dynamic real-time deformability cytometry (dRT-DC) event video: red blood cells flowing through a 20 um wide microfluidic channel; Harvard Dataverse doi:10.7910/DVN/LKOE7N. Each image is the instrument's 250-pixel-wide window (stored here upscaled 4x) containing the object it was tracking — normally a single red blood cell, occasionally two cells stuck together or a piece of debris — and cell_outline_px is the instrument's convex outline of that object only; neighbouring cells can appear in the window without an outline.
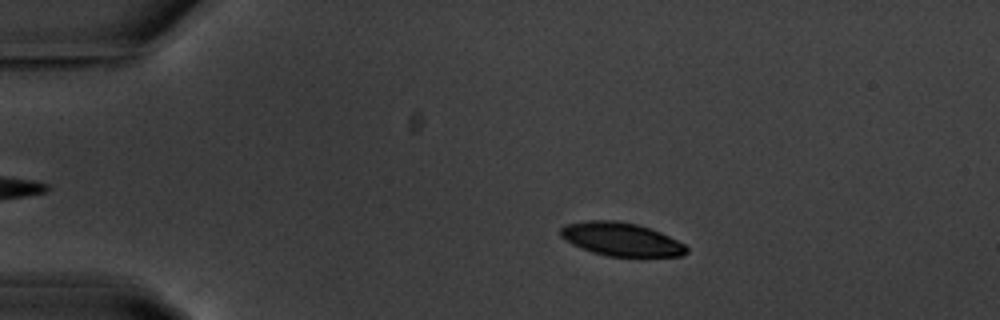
{"species": "common noctule bat (a hibernating species)", "species_latin": "Nyctalus noctula", "temperature_condition": "warm", "stored_images_in_passage": 46, "camera_frame_rate_fps": 3000, "um_per_image_px": 0.085, "animal": {"sex": "male", "body_mass_g": 20.1, "forearm_length_mm": 53.5}, "frame": {"image": 1, "passage_image": 9, "time_ms": 2.667, "image_size_px": [1000, 320], "cell_outline_px": [[688, 252], [680, 256], [640, 260], [608, 256], [592, 252], [572, 244], [560, 236], [560, 228], [564, 224], [588, 220], [616, 220], [636, 224], [660, 232], [684, 244], [688, 248]], "centroid_in_image_um": [52.84, 20.39], "position_along_channel_um": 32.2, "area_um2": 25.37}}
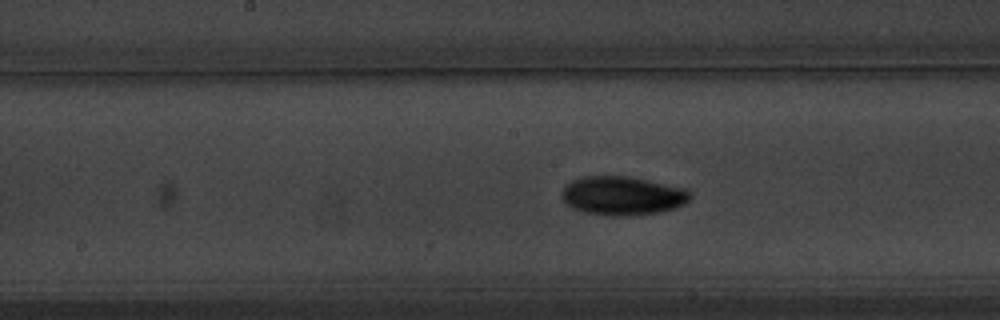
{"frame": {"image": 2, "passage_image": 27, "time_ms": 8.667, "image_size_px": [1000, 320], "cell_outline_px": [[688, 200], [684, 204], [676, 208], [660, 212], [616, 216], [612, 216], [584, 212], [572, 208], [564, 204], [560, 196], [560, 192], [564, 184], [572, 180], [584, 176], [628, 176], [684, 188], [688, 192]], "centroid_in_image_um": [52.8, 16.63], "position_along_channel_um": 195.4, "area_um2": 29.02}}
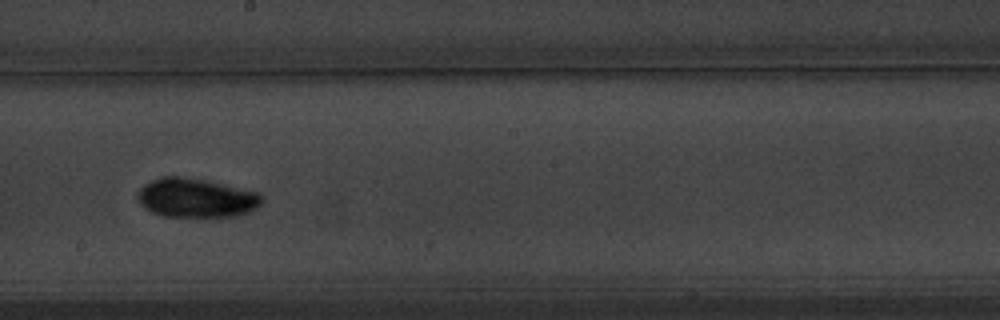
{"frame": {"image": 3, "passage_image": 30, "time_ms": 9.667, "image_size_px": [1000, 320], "cell_outline_px": [[264, 200], [256, 208], [248, 212], [236, 216], [204, 220], [160, 216], [152, 212], [140, 204], [136, 196], [136, 192], [144, 184], [152, 180], [164, 176], [180, 176], [204, 180], [260, 192], [264, 196]], "centroid_in_image_um": [16.68, 16.88], "position_along_channel_um": 231.5, "area_um2": 29.48}, "authors_computed_cell_mechanics": {"area_um2": 25.8944, "velocity_mm_per_s": 3.6364, "shape_relaxation_time_tau1_ms": 2.3993, "shape_relaxation_time_tau2_ms": null, "deformation_change_tau1": 0.1094, "deformation_change_tau2": null}}